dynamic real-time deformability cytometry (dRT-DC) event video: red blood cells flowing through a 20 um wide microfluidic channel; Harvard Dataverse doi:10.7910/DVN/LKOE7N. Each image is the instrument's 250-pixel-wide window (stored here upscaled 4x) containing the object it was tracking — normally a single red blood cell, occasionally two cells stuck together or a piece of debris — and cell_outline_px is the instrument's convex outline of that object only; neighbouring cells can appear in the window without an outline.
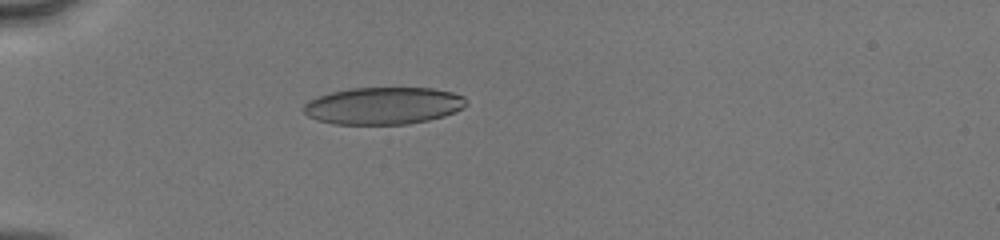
{"species": "human", "species_latin": "Homo sapiens", "temperature_condition": "cold", "stored_images_in_passage": 52, "camera_frame_rate_fps": 3000, "um_per_image_px": 0.085, "donor": {"sex": "male"}, "frame": {"image": 1, "passage_image": 17, "time_ms": 5.333, "image_size_px": [1000, 240], "cell_outline_px": [[468, 104], [464, 108], [456, 112], [444, 116], [428, 120], [408, 124], [336, 124], [316, 120], [308, 116], [304, 112], [304, 104], [308, 100], [332, 92], [352, 88], [432, 88], [452, 92], [464, 96], [468, 100]], "centroid_in_image_um": [32.63, 8.99], "position_along_channel_um": 52.4, "area_um2": 35.37}}
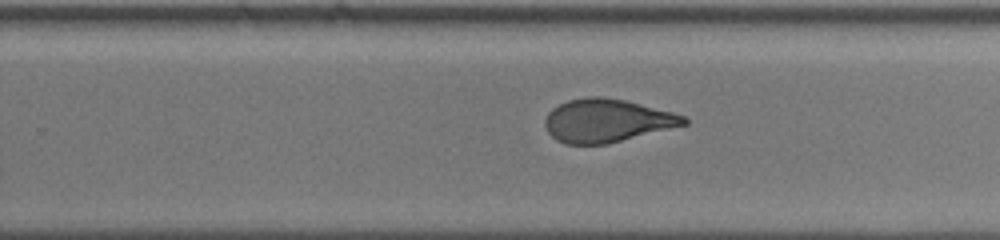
{"frame": {"image": 2, "passage_image": 35, "time_ms": 11.333, "image_size_px": [1000, 240], "cell_outline_px": [[688, 124], [608, 144], [564, 144], [556, 140], [548, 132], [544, 124], [544, 120], [548, 112], [552, 108], [568, 100], [588, 96], [600, 96], [624, 100], [672, 112], [684, 116], [688, 120]], "centroid_in_image_um": [51.56, 10.26], "position_along_channel_um": 278.2, "area_um2": 34.91}}
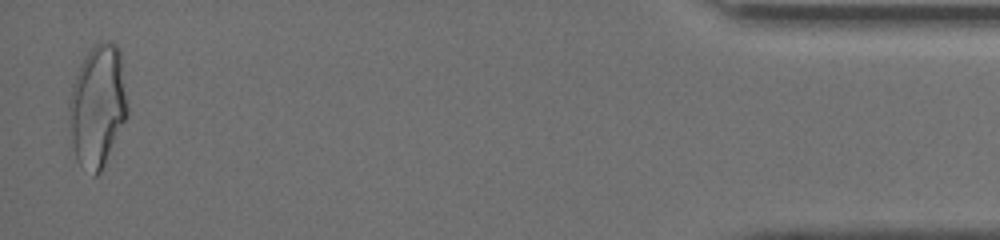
{"frame": {"image": 3, "passage_image": 51, "time_ms": 16.667, "image_size_px": [1000, 240], "cell_outline_px": [[128, 116], [100, 172], [96, 176], [92, 176], [76, 160], [72, 144], [68, 116], [68, 100], [72, 84], [80, 64], [84, 56], [100, 40], [108, 40], [116, 44], [120, 48], [128, 108]], "centroid_in_image_um": [8.29, 8.98], "position_along_channel_um": 426.9, "area_um2": 42.02}, "authors_computed_cell_mechanics": {"area_um2": 35.9227, "velocity_mm_per_s": 4.1533, "shape_relaxation_time_tau1_ms": 6.0128, "shape_relaxation_time_tau2_ms": 1.0955, "deformation_change_tau1": 0.1979, "deformation_change_tau2": 0.0815}}